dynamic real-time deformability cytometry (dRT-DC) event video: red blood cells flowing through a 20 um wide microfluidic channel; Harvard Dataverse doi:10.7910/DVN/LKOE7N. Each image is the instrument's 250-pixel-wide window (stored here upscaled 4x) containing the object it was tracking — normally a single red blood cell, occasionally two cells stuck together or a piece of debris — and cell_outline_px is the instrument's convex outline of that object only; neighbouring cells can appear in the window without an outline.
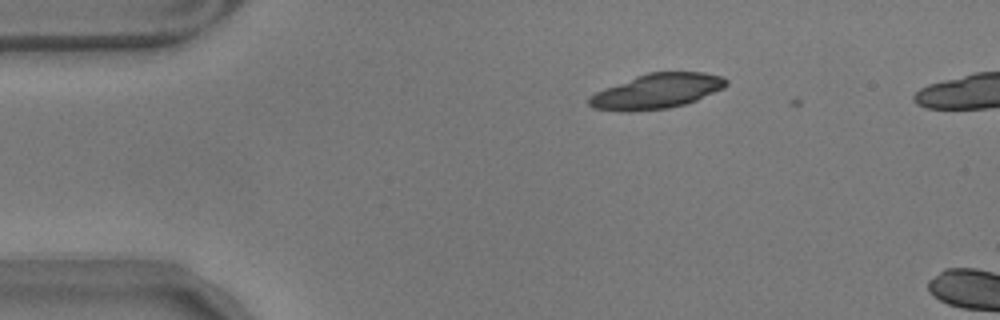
{"species": "common noctule bat (a hibernating species)", "species_latin": "Nyctalus noctula", "temperature_condition": "warm", "stored_images_in_passage": 2, "camera_frame_rate_fps": 3000, "um_per_image_px": 0.085, "animal": {"sex": "male", "body_mass_g": 17.9}, "frame": {"image": 1, "passage_image": 1, "time_ms": 0.0, "image_size_px": [1000, 320], "cell_outline_px": [[728, 84], [724, 88], [696, 100], [684, 104], [668, 108], [628, 112], [592, 108], [588, 104], [588, 96], [604, 88], [636, 76], [648, 72], [704, 72], [724, 76], [728, 80]], "centroid_in_image_um": [55.83, 7.75], "position_along_channel_um": 29.2, "area_um2": 27.98}}